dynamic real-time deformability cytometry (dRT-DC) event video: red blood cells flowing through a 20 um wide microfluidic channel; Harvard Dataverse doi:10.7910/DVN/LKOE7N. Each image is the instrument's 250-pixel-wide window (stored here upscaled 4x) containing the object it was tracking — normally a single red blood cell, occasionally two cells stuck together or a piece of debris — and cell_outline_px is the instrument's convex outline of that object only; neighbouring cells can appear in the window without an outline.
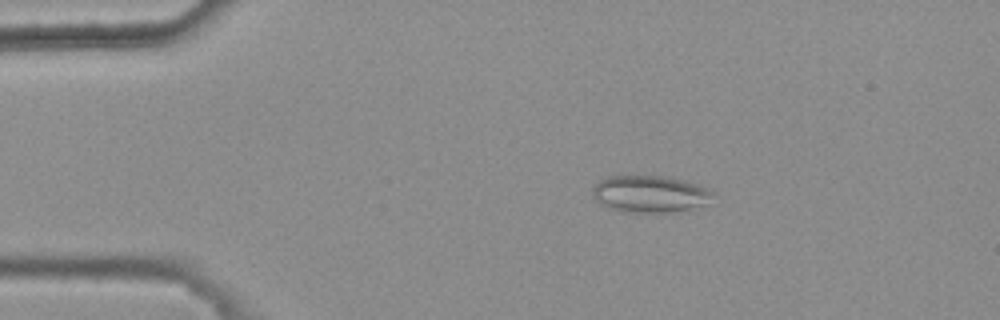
{"species": "common noctule bat (a hibernating species)", "species_latin": "Nyctalus noctula", "temperature_condition": "warm", "stored_images_in_passage": 6, "camera_frame_rate_fps": 3000, "um_per_image_px": 0.085, "animal": {"sex": "female", "body_mass_g": 25.1}, "frame": {"image": 1, "passage_image": 3, "time_ms": 0.667, "image_size_px": [1000, 320], "cell_outline_px": [[712, 192], [704, 204], [672, 212], [620, 212], [608, 208], [596, 200], [592, 196], [592, 188], [600, 180], [608, 176], [664, 176], [696, 184], [708, 188]], "centroid_in_image_um": [55.14, 16.49], "position_along_channel_um": 29.9, "area_um2": 25.43}}